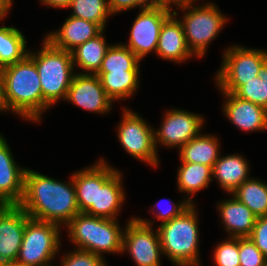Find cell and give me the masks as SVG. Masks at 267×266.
Segmentation results:
<instances>
[{
	"label": "cell",
	"instance_id": "d6a6232c",
	"mask_svg": "<svg viewBox=\"0 0 267 266\" xmlns=\"http://www.w3.org/2000/svg\"><path fill=\"white\" fill-rule=\"evenodd\" d=\"M239 262L240 266H267V257L250 237H239Z\"/></svg>",
	"mask_w": 267,
	"mask_h": 266
},
{
	"label": "cell",
	"instance_id": "e575fe53",
	"mask_svg": "<svg viewBox=\"0 0 267 266\" xmlns=\"http://www.w3.org/2000/svg\"><path fill=\"white\" fill-rule=\"evenodd\" d=\"M249 237L255 246L267 257V216L257 217Z\"/></svg>",
	"mask_w": 267,
	"mask_h": 266
},
{
	"label": "cell",
	"instance_id": "e0dca14e",
	"mask_svg": "<svg viewBox=\"0 0 267 266\" xmlns=\"http://www.w3.org/2000/svg\"><path fill=\"white\" fill-rule=\"evenodd\" d=\"M223 110L233 125L243 131L267 130V110L250 101L238 98L233 93L223 92Z\"/></svg>",
	"mask_w": 267,
	"mask_h": 266
},
{
	"label": "cell",
	"instance_id": "ab89813d",
	"mask_svg": "<svg viewBox=\"0 0 267 266\" xmlns=\"http://www.w3.org/2000/svg\"><path fill=\"white\" fill-rule=\"evenodd\" d=\"M13 0H0V20L6 17L12 6Z\"/></svg>",
	"mask_w": 267,
	"mask_h": 266
},
{
	"label": "cell",
	"instance_id": "74e56055",
	"mask_svg": "<svg viewBox=\"0 0 267 266\" xmlns=\"http://www.w3.org/2000/svg\"><path fill=\"white\" fill-rule=\"evenodd\" d=\"M194 1L196 0H152L153 7L164 8L169 11H173L171 10L173 7L170 6L172 3L177 5V9H180L188 5L189 3H194Z\"/></svg>",
	"mask_w": 267,
	"mask_h": 266
},
{
	"label": "cell",
	"instance_id": "5bb4252c",
	"mask_svg": "<svg viewBox=\"0 0 267 266\" xmlns=\"http://www.w3.org/2000/svg\"><path fill=\"white\" fill-rule=\"evenodd\" d=\"M29 218L19 205H0V265L16 262Z\"/></svg>",
	"mask_w": 267,
	"mask_h": 266
},
{
	"label": "cell",
	"instance_id": "4316f807",
	"mask_svg": "<svg viewBox=\"0 0 267 266\" xmlns=\"http://www.w3.org/2000/svg\"><path fill=\"white\" fill-rule=\"evenodd\" d=\"M27 54L22 32L16 27L0 26V68L21 61Z\"/></svg>",
	"mask_w": 267,
	"mask_h": 266
},
{
	"label": "cell",
	"instance_id": "f546056e",
	"mask_svg": "<svg viewBox=\"0 0 267 266\" xmlns=\"http://www.w3.org/2000/svg\"><path fill=\"white\" fill-rule=\"evenodd\" d=\"M72 17H77L100 25L105 30V23L111 12L109 0H73L69 6Z\"/></svg>",
	"mask_w": 267,
	"mask_h": 266
},
{
	"label": "cell",
	"instance_id": "7bdbcfd3",
	"mask_svg": "<svg viewBox=\"0 0 267 266\" xmlns=\"http://www.w3.org/2000/svg\"><path fill=\"white\" fill-rule=\"evenodd\" d=\"M0 266H23V265L17 264L16 262H13V263H8V264H3Z\"/></svg>",
	"mask_w": 267,
	"mask_h": 266
},
{
	"label": "cell",
	"instance_id": "d4e9b609",
	"mask_svg": "<svg viewBox=\"0 0 267 266\" xmlns=\"http://www.w3.org/2000/svg\"><path fill=\"white\" fill-rule=\"evenodd\" d=\"M212 181V168L200 163L181 162L178 169L177 184L181 192L195 195L207 188Z\"/></svg>",
	"mask_w": 267,
	"mask_h": 266
},
{
	"label": "cell",
	"instance_id": "5b68a950",
	"mask_svg": "<svg viewBox=\"0 0 267 266\" xmlns=\"http://www.w3.org/2000/svg\"><path fill=\"white\" fill-rule=\"evenodd\" d=\"M67 230L75 246L103 257V253H121L123 231L116 219H107L80 212L67 224Z\"/></svg>",
	"mask_w": 267,
	"mask_h": 266
},
{
	"label": "cell",
	"instance_id": "6da1fadb",
	"mask_svg": "<svg viewBox=\"0 0 267 266\" xmlns=\"http://www.w3.org/2000/svg\"><path fill=\"white\" fill-rule=\"evenodd\" d=\"M19 206L32 219L60 226L80 213L72 177L68 183L59 182L30 169L25 172L24 195Z\"/></svg>",
	"mask_w": 267,
	"mask_h": 266
},
{
	"label": "cell",
	"instance_id": "60d3db41",
	"mask_svg": "<svg viewBox=\"0 0 267 266\" xmlns=\"http://www.w3.org/2000/svg\"><path fill=\"white\" fill-rule=\"evenodd\" d=\"M6 111L4 99H3V87H2V70L0 68V112Z\"/></svg>",
	"mask_w": 267,
	"mask_h": 266
},
{
	"label": "cell",
	"instance_id": "52a82bcc",
	"mask_svg": "<svg viewBox=\"0 0 267 266\" xmlns=\"http://www.w3.org/2000/svg\"><path fill=\"white\" fill-rule=\"evenodd\" d=\"M192 4L181 8L183 11L188 10L181 23L189 50L194 56L203 57L209 43L216 38L228 19L213 3L207 2L199 7Z\"/></svg>",
	"mask_w": 267,
	"mask_h": 266
},
{
	"label": "cell",
	"instance_id": "7a4b0ae2",
	"mask_svg": "<svg viewBox=\"0 0 267 266\" xmlns=\"http://www.w3.org/2000/svg\"><path fill=\"white\" fill-rule=\"evenodd\" d=\"M1 70L6 111H13L26 120L41 121L43 95L34 61L26 55L21 61Z\"/></svg>",
	"mask_w": 267,
	"mask_h": 266
},
{
	"label": "cell",
	"instance_id": "d6986e66",
	"mask_svg": "<svg viewBox=\"0 0 267 266\" xmlns=\"http://www.w3.org/2000/svg\"><path fill=\"white\" fill-rule=\"evenodd\" d=\"M102 31L104 29L96 23L70 16L58 31L49 33L45 39L54 47L71 52Z\"/></svg>",
	"mask_w": 267,
	"mask_h": 266
},
{
	"label": "cell",
	"instance_id": "836d02e7",
	"mask_svg": "<svg viewBox=\"0 0 267 266\" xmlns=\"http://www.w3.org/2000/svg\"><path fill=\"white\" fill-rule=\"evenodd\" d=\"M103 258L89 251L76 249L63 257L61 266H107Z\"/></svg>",
	"mask_w": 267,
	"mask_h": 266
},
{
	"label": "cell",
	"instance_id": "3957f363",
	"mask_svg": "<svg viewBox=\"0 0 267 266\" xmlns=\"http://www.w3.org/2000/svg\"><path fill=\"white\" fill-rule=\"evenodd\" d=\"M41 47L37 54L28 51L27 55L34 61L39 74L45 111L66 99L75 73L71 52L54 47L47 39Z\"/></svg>",
	"mask_w": 267,
	"mask_h": 266
},
{
	"label": "cell",
	"instance_id": "8d00e7d4",
	"mask_svg": "<svg viewBox=\"0 0 267 266\" xmlns=\"http://www.w3.org/2000/svg\"><path fill=\"white\" fill-rule=\"evenodd\" d=\"M141 10L153 7L152 0H109V9L112 15L135 7Z\"/></svg>",
	"mask_w": 267,
	"mask_h": 266
},
{
	"label": "cell",
	"instance_id": "9a60e30c",
	"mask_svg": "<svg viewBox=\"0 0 267 266\" xmlns=\"http://www.w3.org/2000/svg\"><path fill=\"white\" fill-rule=\"evenodd\" d=\"M77 107L103 114L112 108L113 100L105 93L96 74L75 73L66 99Z\"/></svg>",
	"mask_w": 267,
	"mask_h": 266
},
{
	"label": "cell",
	"instance_id": "ffe728a7",
	"mask_svg": "<svg viewBox=\"0 0 267 266\" xmlns=\"http://www.w3.org/2000/svg\"><path fill=\"white\" fill-rule=\"evenodd\" d=\"M222 223L230 237H249L252 233L257 216L234 196L231 200L219 203Z\"/></svg>",
	"mask_w": 267,
	"mask_h": 266
},
{
	"label": "cell",
	"instance_id": "2e32d148",
	"mask_svg": "<svg viewBox=\"0 0 267 266\" xmlns=\"http://www.w3.org/2000/svg\"><path fill=\"white\" fill-rule=\"evenodd\" d=\"M10 151L0 134V205H19L24 195L27 168L18 167Z\"/></svg>",
	"mask_w": 267,
	"mask_h": 266
},
{
	"label": "cell",
	"instance_id": "603a6c76",
	"mask_svg": "<svg viewBox=\"0 0 267 266\" xmlns=\"http://www.w3.org/2000/svg\"><path fill=\"white\" fill-rule=\"evenodd\" d=\"M111 45H107L103 31L71 51L74 68L77 65L84 74H96Z\"/></svg>",
	"mask_w": 267,
	"mask_h": 266
},
{
	"label": "cell",
	"instance_id": "1f68e13d",
	"mask_svg": "<svg viewBox=\"0 0 267 266\" xmlns=\"http://www.w3.org/2000/svg\"><path fill=\"white\" fill-rule=\"evenodd\" d=\"M213 256L217 266H240L239 237H229L228 240L219 243Z\"/></svg>",
	"mask_w": 267,
	"mask_h": 266
},
{
	"label": "cell",
	"instance_id": "b9f144b4",
	"mask_svg": "<svg viewBox=\"0 0 267 266\" xmlns=\"http://www.w3.org/2000/svg\"><path fill=\"white\" fill-rule=\"evenodd\" d=\"M258 77H260L262 80H265L266 88H267V62L261 68V70L258 74Z\"/></svg>",
	"mask_w": 267,
	"mask_h": 266
},
{
	"label": "cell",
	"instance_id": "d590c367",
	"mask_svg": "<svg viewBox=\"0 0 267 266\" xmlns=\"http://www.w3.org/2000/svg\"><path fill=\"white\" fill-rule=\"evenodd\" d=\"M184 200L181 203H178V205L171 202L172 205L169 206L170 208H167L166 211L160 210L158 213H156L154 210L153 213L158 220L162 221V223L168 222L173 218L180 216L186 209L191 206V204H194V200H192V197H188L187 199L185 198Z\"/></svg>",
	"mask_w": 267,
	"mask_h": 266
},
{
	"label": "cell",
	"instance_id": "ac0fdd59",
	"mask_svg": "<svg viewBox=\"0 0 267 266\" xmlns=\"http://www.w3.org/2000/svg\"><path fill=\"white\" fill-rule=\"evenodd\" d=\"M177 11L164 21L158 39L156 54L164 60L182 62L193 56L187 45L184 28L177 18Z\"/></svg>",
	"mask_w": 267,
	"mask_h": 266
},
{
	"label": "cell",
	"instance_id": "277c9868",
	"mask_svg": "<svg viewBox=\"0 0 267 266\" xmlns=\"http://www.w3.org/2000/svg\"><path fill=\"white\" fill-rule=\"evenodd\" d=\"M194 204L158 227L162 253L176 266H200L198 216Z\"/></svg>",
	"mask_w": 267,
	"mask_h": 266
},
{
	"label": "cell",
	"instance_id": "4fadbf2b",
	"mask_svg": "<svg viewBox=\"0 0 267 266\" xmlns=\"http://www.w3.org/2000/svg\"><path fill=\"white\" fill-rule=\"evenodd\" d=\"M159 130L154 131L155 146L182 147L200 135L203 116L185 110L173 109L165 113Z\"/></svg>",
	"mask_w": 267,
	"mask_h": 266
},
{
	"label": "cell",
	"instance_id": "cb8c5ba5",
	"mask_svg": "<svg viewBox=\"0 0 267 266\" xmlns=\"http://www.w3.org/2000/svg\"><path fill=\"white\" fill-rule=\"evenodd\" d=\"M105 93L114 101L134 95L139 82V71L97 72Z\"/></svg>",
	"mask_w": 267,
	"mask_h": 266
},
{
	"label": "cell",
	"instance_id": "f1b7e54d",
	"mask_svg": "<svg viewBox=\"0 0 267 266\" xmlns=\"http://www.w3.org/2000/svg\"><path fill=\"white\" fill-rule=\"evenodd\" d=\"M140 61L124 44L111 45L98 72L140 71Z\"/></svg>",
	"mask_w": 267,
	"mask_h": 266
},
{
	"label": "cell",
	"instance_id": "8992f818",
	"mask_svg": "<svg viewBox=\"0 0 267 266\" xmlns=\"http://www.w3.org/2000/svg\"><path fill=\"white\" fill-rule=\"evenodd\" d=\"M60 225L29 218L16 263L23 266H50L60 249Z\"/></svg>",
	"mask_w": 267,
	"mask_h": 266
},
{
	"label": "cell",
	"instance_id": "484cf974",
	"mask_svg": "<svg viewBox=\"0 0 267 266\" xmlns=\"http://www.w3.org/2000/svg\"><path fill=\"white\" fill-rule=\"evenodd\" d=\"M245 204L257 217L267 216V184L250 178L231 193Z\"/></svg>",
	"mask_w": 267,
	"mask_h": 266
},
{
	"label": "cell",
	"instance_id": "8fae6325",
	"mask_svg": "<svg viewBox=\"0 0 267 266\" xmlns=\"http://www.w3.org/2000/svg\"><path fill=\"white\" fill-rule=\"evenodd\" d=\"M120 171L109 166L104 159L97 162L96 206L85 213L96 217L115 219L125 200Z\"/></svg>",
	"mask_w": 267,
	"mask_h": 266
},
{
	"label": "cell",
	"instance_id": "f35d334b",
	"mask_svg": "<svg viewBox=\"0 0 267 266\" xmlns=\"http://www.w3.org/2000/svg\"><path fill=\"white\" fill-rule=\"evenodd\" d=\"M41 3H44L46 6L54 8H67L70 6L73 0H40Z\"/></svg>",
	"mask_w": 267,
	"mask_h": 266
},
{
	"label": "cell",
	"instance_id": "83f0119b",
	"mask_svg": "<svg viewBox=\"0 0 267 266\" xmlns=\"http://www.w3.org/2000/svg\"><path fill=\"white\" fill-rule=\"evenodd\" d=\"M79 212H86L96 206L97 196V163L72 175Z\"/></svg>",
	"mask_w": 267,
	"mask_h": 266
},
{
	"label": "cell",
	"instance_id": "9c48e42d",
	"mask_svg": "<svg viewBox=\"0 0 267 266\" xmlns=\"http://www.w3.org/2000/svg\"><path fill=\"white\" fill-rule=\"evenodd\" d=\"M154 129L137 113L123 108V117L118 126L117 138L131 156L156 167L159 159L155 146Z\"/></svg>",
	"mask_w": 267,
	"mask_h": 266
},
{
	"label": "cell",
	"instance_id": "7402d4cb",
	"mask_svg": "<svg viewBox=\"0 0 267 266\" xmlns=\"http://www.w3.org/2000/svg\"><path fill=\"white\" fill-rule=\"evenodd\" d=\"M216 136L200 134L179 148L181 162L200 163L213 168L220 151Z\"/></svg>",
	"mask_w": 267,
	"mask_h": 266
},
{
	"label": "cell",
	"instance_id": "ba28073f",
	"mask_svg": "<svg viewBox=\"0 0 267 266\" xmlns=\"http://www.w3.org/2000/svg\"><path fill=\"white\" fill-rule=\"evenodd\" d=\"M222 66L216 74L221 92L234 93L241 85L257 77L267 62V51L233 45L224 51Z\"/></svg>",
	"mask_w": 267,
	"mask_h": 266
},
{
	"label": "cell",
	"instance_id": "4dcf8cb0",
	"mask_svg": "<svg viewBox=\"0 0 267 266\" xmlns=\"http://www.w3.org/2000/svg\"><path fill=\"white\" fill-rule=\"evenodd\" d=\"M233 94L240 99L250 101L267 110L266 82L258 76L241 85Z\"/></svg>",
	"mask_w": 267,
	"mask_h": 266
},
{
	"label": "cell",
	"instance_id": "7c38bea8",
	"mask_svg": "<svg viewBox=\"0 0 267 266\" xmlns=\"http://www.w3.org/2000/svg\"><path fill=\"white\" fill-rule=\"evenodd\" d=\"M140 11L132 25L129 43L124 46L141 60L149 52H156L161 27L172 11L159 7Z\"/></svg>",
	"mask_w": 267,
	"mask_h": 266
},
{
	"label": "cell",
	"instance_id": "44dd1931",
	"mask_svg": "<svg viewBox=\"0 0 267 266\" xmlns=\"http://www.w3.org/2000/svg\"><path fill=\"white\" fill-rule=\"evenodd\" d=\"M249 166L241 155L219 157L212 168V178L228 193L234 192L245 180L250 179Z\"/></svg>",
	"mask_w": 267,
	"mask_h": 266
},
{
	"label": "cell",
	"instance_id": "30bf717a",
	"mask_svg": "<svg viewBox=\"0 0 267 266\" xmlns=\"http://www.w3.org/2000/svg\"><path fill=\"white\" fill-rule=\"evenodd\" d=\"M151 224L153 221L135 217L127 221L123 230L122 252L128 250L137 266H160V237Z\"/></svg>",
	"mask_w": 267,
	"mask_h": 266
}]
</instances>
